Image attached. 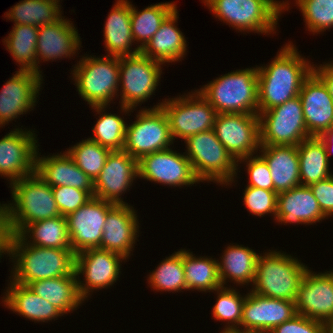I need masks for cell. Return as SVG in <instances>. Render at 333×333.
<instances>
[{
	"instance_id": "cell-1",
	"label": "cell",
	"mask_w": 333,
	"mask_h": 333,
	"mask_svg": "<svg viewBox=\"0 0 333 333\" xmlns=\"http://www.w3.org/2000/svg\"><path fill=\"white\" fill-rule=\"evenodd\" d=\"M286 44L267 66L258 67V112H264L296 97L313 65Z\"/></svg>"
},
{
	"instance_id": "cell-2",
	"label": "cell",
	"mask_w": 333,
	"mask_h": 333,
	"mask_svg": "<svg viewBox=\"0 0 333 333\" xmlns=\"http://www.w3.org/2000/svg\"><path fill=\"white\" fill-rule=\"evenodd\" d=\"M8 255L14 263L12 281L24 286L38 280L76 275L72 249L33 246L18 234L10 235Z\"/></svg>"
},
{
	"instance_id": "cell-3",
	"label": "cell",
	"mask_w": 333,
	"mask_h": 333,
	"mask_svg": "<svg viewBox=\"0 0 333 333\" xmlns=\"http://www.w3.org/2000/svg\"><path fill=\"white\" fill-rule=\"evenodd\" d=\"M10 185L14 202L5 204L10 235H18L30 223L61 215L52 187L36 173Z\"/></svg>"
},
{
	"instance_id": "cell-4",
	"label": "cell",
	"mask_w": 333,
	"mask_h": 333,
	"mask_svg": "<svg viewBox=\"0 0 333 333\" xmlns=\"http://www.w3.org/2000/svg\"><path fill=\"white\" fill-rule=\"evenodd\" d=\"M198 91L217 114H258V67L221 75Z\"/></svg>"
},
{
	"instance_id": "cell-5",
	"label": "cell",
	"mask_w": 333,
	"mask_h": 333,
	"mask_svg": "<svg viewBox=\"0 0 333 333\" xmlns=\"http://www.w3.org/2000/svg\"><path fill=\"white\" fill-rule=\"evenodd\" d=\"M308 267L279 251L258 255L256 275L251 291L264 297L295 302Z\"/></svg>"
},
{
	"instance_id": "cell-6",
	"label": "cell",
	"mask_w": 333,
	"mask_h": 333,
	"mask_svg": "<svg viewBox=\"0 0 333 333\" xmlns=\"http://www.w3.org/2000/svg\"><path fill=\"white\" fill-rule=\"evenodd\" d=\"M219 20L239 31L268 35L276 29L279 16L288 1L276 0H203ZM287 4V5H286ZM287 7V8H286Z\"/></svg>"
},
{
	"instance_id": "cell-7",
	"label": "cell",
	"mask_w": 333,
	"mask_h": 333,
	"mask_svg": "<svg viewBox=\"0 0 333 333\" xmlns=\"http://www.w3.org/2000/svg\"><path fill=\"white\" fill-rule=\"evenodd\" d=\"M187 153L196 177L201 181L231 185L237 175V162L218 140L213 129L188 137Z\"/></svg>"
},
{
	"instance_id": "cell-8",
	"label": "cell",
	"mask_w": 333,
	"mask_h": 333,
	"mask_svg": "<svg viewBox=\"0 0 333 333\" xmlns=\"http://www.w3.org/2000/svg\"><path fill=\"white\" fill-rule=\"evenodd\" d=\"M71 72L79 95L90 106L110 105L119 96V57L82 56Z\"/></svg>"
},
{
	"instance_id": "cell-9",
	"label": "cell",
	"mask_w": 333,
	"mask_h": 333,
	"mask_svg": "<svg viewBox=\"0 0 333 333\" xmlns=\"http://www.w3.org/2000/svg\"><path fill=\"white\" fill-rule=\"evenodd\" d=\"M163 65L146 57L141 52L136 55L119 57V85L121 110L124 113L147 101L160 81Z\"/></svg>"
},
{
	"instance_id": "cell-10",
	"label": "cell",
	"mask_w": 333,
	"mask_h": 333,
	"mask_svg": "<svg viewBox=\"0 0 333 333\" xmlns=\"http://www.w3.org/2000/svg\"><path fill=\"white\" fill-rule=\"evenodd\" d=\"M258 116L260 145L297 146L311 137L305 125L299 96L258 112Z\"/></svg>"
},
{
	"instance_id": "cell-11",
	"label": "cell",
	"mask_w": 333,
	"mask_h": 333,
	"mask_svg": "<svg viewBox=\"0 0 333 333\" xmlns=\"http://www.w3.org/2000/svg\"><path fill=\"white\" fill-rule=\"evenodd\" d=\"M161 104L139 110L136 120L127 124L123 150L136 160L173 144L169 121Z\"/></svg>"
},
{
	"instance_id": "cell-12",
	"label": "cell",
	"mask_w": 333,
	"mask_h": 333,
	"mask_svg": "<svg viewBox=\"0 0 333 333\" xmlns=\"http://www.w3.org/2000/svg\"><path fill=\"white\" fill-rule=\"evenodd\" d=\"M160 107L167 115L173 140L178 137L186 140L192 135L213 129L217 116L214 107L198 90L182 97L165 99Z\"/></svg>"
},
{
	"instance_id": "cell-13",
	"label": "cell",
	"mask_w": 333,
	"mask_h": 333,
	"mask_svg": "<svg viewBox=\"0 0 333 333\" xmlns=\"http://www.w3.org/2000/svg\"><path fill=\"white\" fill-rule=\"evenodd\" d=\"M213 130L236 162L253 156L260 149L258 114H217Z\"/></svg>"
},
{
	"instance_id": "cell-14",
	"label": "cell",
	"mask_w": 333,
	"mask_h": 333,
	"mask_svg": "<svg viewBox=\"0 0 333 333\" xmlns=\"http://www.w3.org/2000/svg\"><path fill=\"white\" fill-rule=\"evenodd\" d=\"M125 258L100 248L88 249L75 255V274L80 297L87 300L93 290L112 286L120 277V262ZM84 275L85 283L79 275Z\"/></svg>"
},
{
	"instance_id": "cell-15",
	"label": "cell",
	"mask_w": 333,
	"mask_h": 333,
	"mask_svg": "<svg viewBox=\"0 0 333 333\" xmlns=\"http://www.w3.org/2000/svg\"><path fill=\"white\" fill-rule=\"evenodd\" d=\"M114 205L93 196L85 205L66 216L70 246L75 255L100 247L107 212Z\"/></svg>"
},
{
	"instance_id": "cell-16",
	"label": "cell",
	"mask_w": 333,
	"mask_h": 333,
	"mask_svg": "<svg viewBox=\"0 0 333 333\" xmlns=\"http://www.w3.org/2000/svg\"><path fill=\"white\" fill-rule=\"evenodd\" d=\"M184 154L170 148L147 154L138 160V177L171 187L201 182Z\"/></svg>"
},
{
	"instance_id": "cell-17",
	"label": "cell",
	"mask_w": 333,
	"mask_h": 333,
	"mask_svg": "<svg viewBox=\"0 0 333 333\" xmlns=\"http://www.w3.org/2000/svg\"><path fill=\"white\" fill-rule=\"evenodd\" d=\"M32 132L16 128L0 139V175L11 183L35 173L38 145Z\"/></svg>"
},
{
	"instance_id": "cell-18",
	"label": "cell",
	"mask_w": 333,
	"mask_h": 333,
	"mask_svg": "<svg viewBox=\"0 0 333 333\" xmlns=\"http://www.w3.org/2000/svg\"><path fill=\"white\" fill-rule=\"evenodd\" d=\"M137 177L138 160L124 150H113L94 180V197L115 205L128 204L121 199V195L125 194Z\"/></svg>"
},
{
	"instance_id": "cell-19",
	"label": "cell",
	"mask_w": 333,
	"mask_h": 333,
	"mask_svg": "<svg viewBox=\"0 0 333 333\" xmlns=\"http://www.w3.org/2000/svg\"><path fill=\"white\" fill-rule=\"evenodd\" d=\"M296 312L307 318L327 323L333 319V271L304 274L295 301Z\"/></svg>"
},
{
	"instance_id": "cell-20",
	"label": "cell",
	"mask_w": 333,
	"mask_h": 333,
	"mask_svg": "<svg viewBox=\"0 0 333 333\" xmlns=\"http://www.w3.org/2000/svg\"><path fill=\"white\" fill-rule=\"evenodd\" d=\"M241 327L244 332L270 333L277 325L291 320L296 312L295 302L258 295H244Z\"/></svg>"
},
{
	"instance_id": "cell-21",
	"label": "cell",
	"mask_w": 333,
	"mask_h": 333,
	"mask_svg": "<svg viewBox=\"0 0 333 333\" xmlns=\"http://www.w3.org/2000/svg\"><path fill=\"white\" fill-rule=\"evenodd\" d=\"M42 77L36 72L19 70L4 84L0 92V127L33 110Z\"/></svg>"
},
{
	"instance_id": "cell-22",
	"label": "cell",
	"mask_w": 333,
	"mask_h": 333,
	"mask_svg": "<svg viewBox=\"0 0 333 333\" xmlns=\"http://www.w3.org/2000/svg\"><path fill=\"white\" fill-rule=\"evenodd\" d=\"M299 98L310 136H320L333 125V99L322 80L312 71L304 80Z\"/></svg>"
},
{
	"instance_id": "cell-23",
	"label": "cell",
	"mask_w": 333,
	"mask_h": 333,
	"mask_svg": "<svg viewBox=\"0 0 333 333\" xmlns=\"http://www.w3.org/2000/svg\"><path fill=\"white\" fill-rule=\"evenodd\" d=\"M138 224L137 215L132 206L114 205L107 212L99 248L119 254L127 260L128 256H131L130 253L138 237Z\"/></svg>"
},
{
	"instance_id": "cell-24",
	"label": "cell",
	"mask_w": 333,
	"mask_h": 333,
	"mask_svg": "<svg viewBox=\"0 0 333 333\" xmlns=\"http://www.w3.org/2000/svg\"><path fill=\"white\" fill-rule=\"evenodd\" d=\"M70 20L62 17L59 21L38 28L36 44V64L40 59L49 61L76 54L81 46L78 30ZM40 57V59H39Z\"/></svg>"
},
{
	"instance_id": "cell-25",
	"label": "cell",
	"mask_w": 333,
	"mask_h": 333,
	"mask_svg": "<svg viewBox=\"0 0 333 333\" xmlns=\"http://www.w3.org/2000/svg\"><path fill=\"white\" fill-rule=\"evenodd\" d=\"M35 173L51 187L66 186L94 191V182L76 165L67 152L40 157L37 150Z\"/></svg>"
},
{
	"instance_id": "cell-26",
	"label": "cell",
	"mask_w": 333,
	"mask_h": 333,
	"mask_svg": "<svg viewBox=\"0 0 333 333\" xmlns=\"http://www.w3.org/2000/svg\"><path fill=\"white\" fill-rule=\"evenodd\" d=\"M325 218L309 186L299 185L278 193L275 217L277 222L311 225Z\"/></svg>"
},
{
	"instance_id": "cell-27",
	"label": "cell",
	"mask_w": 333,
	"mask_h": 333,
	"mask_svg": "<svg viewBox=\"0 0 333 333\" xmlns=\"http://www.w3.org/2000/svg\"><path fill=\"white\" fill-rule=\"evenodd\" d=\"M261 157L266 161L277 194L301 185L297 146L260 145Z\"/></svg>"
},
{
	"instance_id": "cell-28",
	"label": "cell",
	"mask_w": 333,
	"mask_h": 333,
	"mask_svg": "<svg viewBox=\"0 0 333 333\" xmlns=\"http://www.w3.org/2000/svg\"><path fill=\"white\" fill-rule=\"evenodd\" d=\"M177 7L161 23L159 30L140 50L152 60L165 64L176 62L186 54V40L175 24L178 20Z\"/></svg>"
},
{
	"instance_id": "cell-29",
	"label": "cell",
	"mask_w": 333,
	"mask_h": 333,
	"mask_svg": "<svg viewBox=\"0 0 333 333\" xmlns=\"http://www.w3.org/2000/svg\"><path fill=\"white\" fill-rule=\"evenodd\" d=\"M105 48L112 57L136 55L140 48L132 51L134 42L131 31V12L128 0H117L104 25Z\"/></svg>"
},
{
	"instance_id": "cell-30",
	"label": "cell",
	"mask_w": 333,
	"mask_h": 333,
	"mask_svg": "<svg viewBox=\"0 0 333 333\" xmlns=\"http://www.w3.org/2000/svg\"><path fill=\"white\" fill-rule=\"evenodd\" d=\"M9 283L2 300L13 312L35 322H47L64 315L58 308L32 292L28 286L14 281Z\"/></svg>"
},
{
	"instance_id": "cell-31",
	"label": "cell",
	"mask_w": 333,
	"mask_h": 333,
	"mask_svg": "<svg viewBox=\"0 0 333 333\" xmlns=\"http://www.w3.org/2000/svg\"><path fill=\"white\" fill-rule=\"evenodd\" d=\"M27 286L63 314L74 311L84 301L78 292L76 275L38 280Z\"/></svg>"
},
{
	"instance_id": "cell-32",
	"label": "cell",
	"mask_w": 333,
	"mask_h": 333,
	"mask_svg": "<svg viewBox=\"0 0 333 333\" xmlns=\"http://www.w3.org/2000/svg\"><path fill=\"white\" fill-rule=\"evenodd\" d=\"M218 262L219 278L222 286L227 278L239 285L254 283L258 253L251 248L240 245H229Z\"/></svg>"
},
{
	"instance_id": "cell-33",
	"label": "cell",
	"mask_w": 333,
	"mask_h": 333,
	"mask_svg": "<svg viewBox=\"0 0 333 333\" xmlns=\"http://www.w3.org/2000/svg\"><path fill=\"white\" fill-rule=\"evenodd\" d=\"M301 185L310 186L332 176L326 148L317 136H311L297 145Z\"/></svg>"
},
{
	"instance_id": "cell-34",
	"label": "cell",
	"mask_w": 333,
	"mask_h": 333,
	"mask_svg": "<svg viewBox=\"0 0 333 333\" xmlns=\"http://www.w3.org/2000/svg\"><path fill=\"white\" fill-rule=\"evenodd\" d=\"M19 235L24 240L30 238V241L28 240L27 243L33 246L72 249L70 246L67 218L62 215L30 223Z\"/></svg>"
},
{
	"instance_id": "cell-35",
	"label": "cell",
	"mask_w": 333,
	"mask_h": 333,
	"mask_svg": "<svg viewBox=\"0 0 333 333\" xmlns=\"http://www.w3.org/2000/svg\"><path fill=\"white\" fill-rule=\"evenodd\" d=\"M60 0H22L14 5L5 17L14 25H32L40 27L54 24L63 16Z\"/></svg>"
},
{
	"instance_id": "cell-36",
	"label": "cell",
	"mask_w": 333,
	"mask_h": 333,
	"mask_svg": "<svg viewBox=\"0 0 333 333\" xmlns=\"http://www.w3.org/2000/svg\"><path fill=\"white\" fill-rule=\"evenodd\" d=\"M38 28L32 25H14L5 41L6 50L20 66L19 70L36 72L42 76L36 64V44Z\"/></svg>"
},
{
	"instance_id": "cell-37",
	"label": "cell",
	"mask_w": 333,
	"mask_h": 333,
	"mask_svg": "<svg viewBox=\"0 0 333 333\" xmlns=\"http://www.w3.org/2000/svg\"><path fill=\"white\" fill-rule=\"evenodd\" d=\"M218 260L196 257L183 249V267L187 290L216 291L222 287L219 278Z\"/></svg>"
},
{
	"instance_id": "cell-38",
	"label": "cell",
	"mask_w": 333,
	"mask_h": 333,
	"mask_svg": "<svg viewBox=\"0 0 333 333\" xmlns=\"http://www.w3.org/2000/svg\"><path fill=\"white\" fill-rule=\"evenodd\" d=\"M176 8L175 2L158 3L138 11L130 2L131 31L140 50L159 30L161 23Z\"/></svg>"
},
{
	"instance_id": "cell-39",
	"label": "cell",
	"mask_w": 333,
	"mask_h": 333,
	"mask_svg": "<svg viewBox=\"0 0 333 333\" xmlns=\"http://www.w3.org/2000/svg\"><path fill=\"white\" fill-rule=\"evenodd\" d=\"M148 283L156 291L178 292L187 290L183 267V249L166 257L148 277Z\"/></svg>"
},
{
	"instance_id": "cell-40",
	"label": "cell",
	"mask_w": 333,
	"mask_h": 333,
	"mask_svg": "<svg viewBox=\"0 0 333 333\" xmlns=\"http://www.w3.org/2000/svg\"><path fill=\"white\" fill-rule=\"evenodd\" d=\"M106 107L91 106L92 109H95V112L100 114V118L92 128L94 136L89 139L112 151L123 150L127 124L122 117L105 113Z\"/></svg>"
},
{
	"instance_id": "cell-41",
	"label": "cell",
	"mask_w": 333,
	"mask_h": 333,
	"mask_svg": "<svg viewBox=\"0 0 333 333\" xmlns=\"http://www.w3.org/2000/svg\"><path fill=\"white\" fill-rule=\"evenodd\" d=\"M111 151L109 148L87 138L67 149L66 152L94 182L103 169Z\"/></svg>"
},
{
	"instance_id": "cell-42",
	"label": "cell",
	"mask_w": 333,
	"mask_h": 333,
	"mask_svg": "<svg viewBox=\"0 0 333 333\" xmlns=\"http://www.w3.org/2000/svg\"><path fill=\"white\" fill-rule=\"evenodd\" d=\"M216 291L218 296L212 310L214 319L228 321V325L224 327L239 328L241 326L242 307L245 297L238 294L239 292L234 288L222 286Z\"/></svg>"
},
{
	"instance_id": "cell-43",
	"label": "cell",
	"mask_w": 333,
	"mask_h": 333,
	"mask_svg": "<svg viewBox=\"0 0 333 333\" xmlns=\"http://www.w3.org/2000/svg\"><path fill=\"white\" fill-rule=\"evenodd\" d=\"M308 31L320 33L333 27V0H295Z\"/></svg>"
},
{
	"instance_id": "cell-44",
	"label": "cell",
	"mask_w": 333,
	"mask_h": 333,
	"mask_svg": "<svg viewBox=\"0 0 333 333\" xmlns=\"http://www.w3.org/2000/svg\"><path fill=\"white\" fill-rule=\"evenodd\" d=\"M243 193L245 207L253 215L263 217L265 214L277 213V193L257 187L247 186Z\"/></svg>"
},
{
	"instance_id": "cell-45",
	"label": "cell",
	"mask_w": 333,
	"mask_h": 333,
	"mask_svg": "<svg viewBox=\"0 0 333 333\" xmlns=\"http://www.w3.org/2000/svg\"><path fill=\"white\" fill-rule=\"evenodd\" d=\"M57 208L62 216H68L85 205L93 196L94 191H83L73 187H52Z\"/></svg>"
},
{
	"instance_id": "cell-46",
	"label": "cell",
	"mask_w": 333,
	"mask_h": 333,
	"mask_svg": "<svg viewBox=\"0 0 333 333\" xmlns=\"http://www.w3.org/2000/svg\"><path fill=\"white\" fill-rule=\"evenodd\" d=\"M244 161L245 163L247 162V173L249 175L248 186L273 191V180L271 177V171L269 170L266 161L260 156V153L259 155L257 154L253 157L249 156L237 161V170L238 164Z\"/></svg>"
},
{
	"instance_id": "cell-47",
	"label": "cell",
	"mask_w": 333,
	"mask_h": 333,
	"mask_svg": "<svg viewBox=\"0 0 333 333\" xmlns=\"http://www.w3.org/2000/svg\"><path fill=\"white\" fill-rule=\"evenodd\" d=\"M270 333H326L325 323L295 315L291 320L277 325Z\"/></svg>"
},
{
	"instance_id": "cell-48",
	"label": "cell",
	"mask_w": 333,
	"mask_h": 333,
	"mask_svg": "<svg viewBox=\"0 0 333 333\" xmlns=\"http://www.w3.org/2000/svg\"><path fill=\"white\" fill-rule=\"evenodd\" d=\"M326 217L333 215V175L309 186Z\"/></svg>"
},
{
	"instance_id": "cell-49",
	"label": "cell",
	"mask_w": 333,
	"mask_h": 333,
	"mask_svg": "<svg viewBox=\"0 0 333 333\" xmlns=\"http://www.w3.org/2000/svg\"><path fill=\"white\" fill-rule=\"evenodd\" d=\"M317 68V69H316ZM313 72L322 80L328 89L330 96L333 99V61L326 63L325 65H320L319 67H314Z\"/></svg>"
},
{
	"instance_id": "cell-50",
	"label": "cell",
	"mask_w": 333,
	"mask_h": 333,
	"mask_svg": "<svg viewBox=\"0 0 333 333\" xmlns=\"http://www.w3.org/2000/svg\"><path fill=\"white\" fill-rule=\"evenodd\" d=\"M9 238L7 207L5 204H0V243H9Z\"/></svg>"
},
{
	"instance_id": "cell-51",
	"label": "cell",
	"mask_w": 333,
	"mask_h": 333,
	"mask_svg": "<svg viewBox=\"0 0 333 333\" xmlns=\"http://www.w3.org/2000/svg\"><path fill=\"white\" fill-rule=\"evenodd\" d=\"M321 140H322V142H323V144H324V146H325V148H326V153H327V157H328V160H329V158H330V154H331V152L333 151V125L330 127V128H328L326 131H324L320 136H318Z\"/></svg>"
},
{
	"instance_id": "cell-52",
	"label": "cell",
	"mask_w": 333,
	"mask_h": 333,
	"mask_svg": "<svg viewBox=\"0 0 333 333\" xmlns=\"http://www.w3.org/2000/svg\"><path fill=\"white\" fill-rule=\"evenodd\" d=\"M220 333H246L242 330V328H228L225 327L223 331H221Z\"/></svg>"
},
{
	"instance_id": "cell-53",
	"label": "cell",
	"mask_w": 333,
	"mask_h": 333,
	"mask_svg": "<svg viewBox=\"0 0 333 333\" xmlns=\"http://www.w3.org/2000/svg\"><path fill=\"white\" fill-rule=\"evenodd\" d=\"M9 243H0V258L3 254H8ZM3 253V254H2Z\"/></svg>"
},
{
	"instance_id": "cell-54",
	"label": "cell",
	"mask_w": 333,
	"mask_h": 333,
	"mask_svg": "<svg viewBox=\"0 0 333 333\" xmlns=\"http://www.w3.org/2000/svg\"><path fill=\"white\" fill-rule=\"evenodd\" d=\"M326 333H333V319L325 324Z\"/></svg>"
},
{
	"instance_id": "cell-55",
	"label": "cell",
	"mask_w": 333,
	"mask_h": 333,
	"mask_svg": "<svg viewBox=\"0 0 333 333\" xmlns=\"http://www.w3.org/2000/svg\"><path fill=\"white\" fill-rule=\"evenodd\" d=\"M246 333H265V332H246Z\"/></svg>"
}]
</instances>
